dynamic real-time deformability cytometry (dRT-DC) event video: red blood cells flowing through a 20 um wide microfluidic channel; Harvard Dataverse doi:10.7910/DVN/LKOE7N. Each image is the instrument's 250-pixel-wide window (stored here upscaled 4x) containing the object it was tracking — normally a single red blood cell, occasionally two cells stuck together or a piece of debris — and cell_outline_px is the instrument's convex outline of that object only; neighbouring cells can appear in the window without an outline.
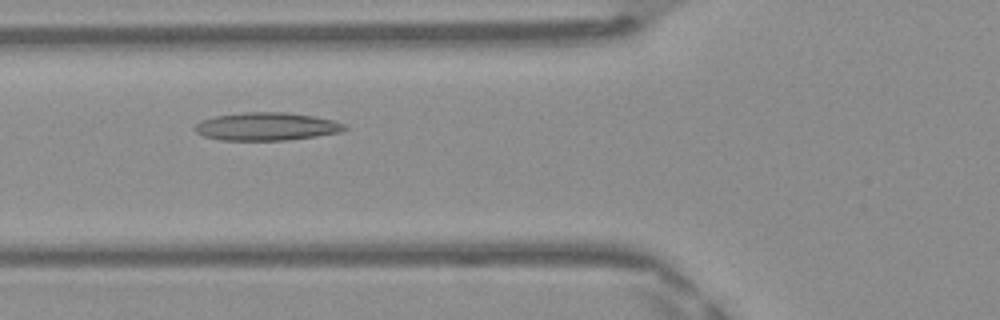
{"species": "Egyptian fruit bat (a non-hibernating species)", "species_latin": "Rousettus aegyptiacus", "temperature_condition": "warm", "stored_images_in_passage": 45, "camera_frame_rate_fps": 3000, "um_per_image_px": 0.085, "frame": {"image": 1, "passage_image": 15, "time_ms": 4.667, "image_size_px": [1000, 320], "cell_outline_px": [[348, 128], [340, 132], [316, 136], [284, 140], [220, 140], [204, 136], [196, 132], [192, 128], [200, 120], [216, 116], [244, 112], [284, 112], [312, 116], [332, 120], [348, 124]], "centroid_in_image_um": [22.64, 10.75], "position_along_channel_um": 103.2, "area_um2": 24.39}}
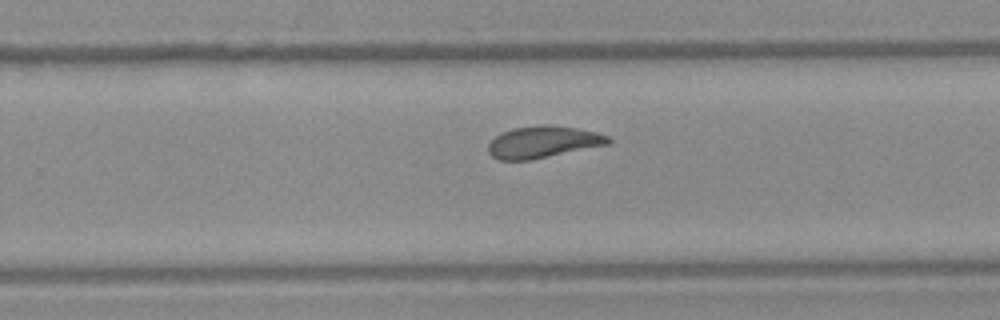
{"frame": {"image": 2, "passage_image": 28, "time_ms": 9.0, "image_size_px": [1000, 320], "cell_outline_px": [[612, 140], [608, 144], [528, 160], [496, 160], [488, 152], [488, 144], [496, 136], [512, 128], [540, 124], [548, 124], [576, 128], [596, 132], [608, 136]], "centroid_in_image_um": [46.13, 12.06], "position_along_channel_um": 283.7, "area_um2": 22.08}}
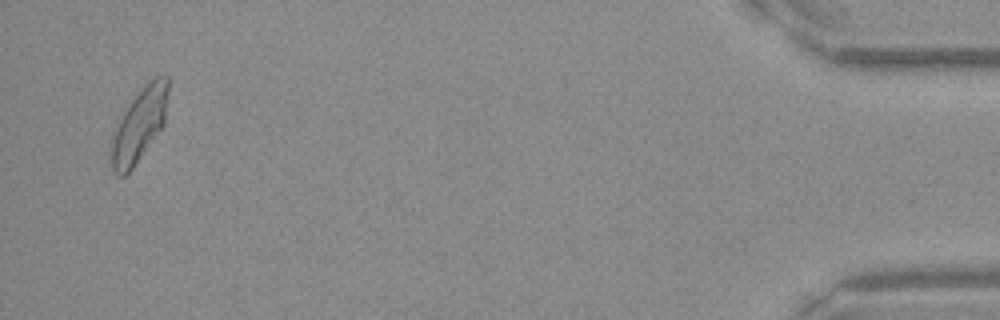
{"frame": {"image": 3, "passage_image": 44, "time_ms": 14.333, "image_size_px": [1000, 320], "cell_outline_px": [[168, 92], [164, 124], [132, 168], [124, 176], [120, 176], [112, 172], [112, 128], [132, 100], [144, 84], [156, 76], [168, 76]], "centroid_in_image_um": [11.82, 10.6], "position_along_channel_um": 423.4, "area_um2": 23.99}, "authors_computed_cell_mechanics": {"area_um2": 22.9466, "velocity_mm_per_s": 4.1592, "shape_relaxation_time_tau1_ms": null, "shape_relaxation_time_tau2_ms": 1.9528, "deformation_change_tau1": null, "deformation_change_tau2": 0.0956}}